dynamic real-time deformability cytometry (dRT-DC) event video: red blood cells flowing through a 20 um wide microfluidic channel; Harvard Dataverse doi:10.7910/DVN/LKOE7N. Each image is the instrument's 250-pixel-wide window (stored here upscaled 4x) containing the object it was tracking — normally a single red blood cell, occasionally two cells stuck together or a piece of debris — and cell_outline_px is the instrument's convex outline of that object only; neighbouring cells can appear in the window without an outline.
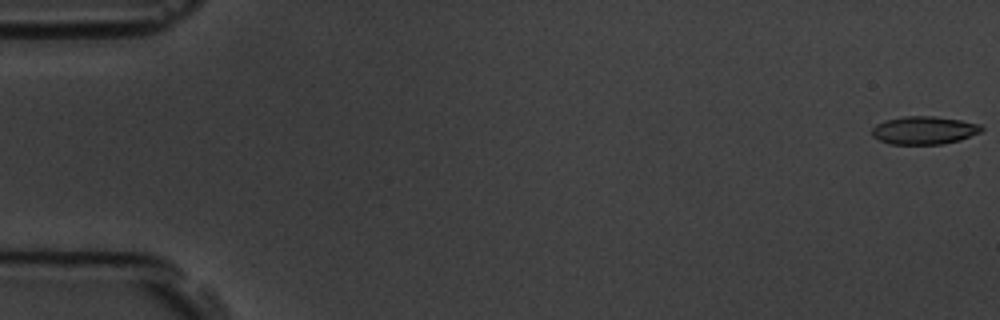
{"species": "common noctule bat (a hibernating species)", "species_latin": "Nyctalus noctula", "temperature_condition": "room temperature", "stored_images_in_passage": 10, "camera_frame_rate_fps": 3000, "um_per_image_px": 0.085, "animal": {"sex": "male", "body_mass_g": 19.5, "forearm_length_mm": 54.6}, "frame": {"image": 1, "passage_image": 1, "time_ms": 0.0, "image_size_px": [1000, 320], "cell_outline_px": [[984, 128], [980, 132], [960, 140], [940, 144], [892, 144], [880, 140], [872, 136], [872, 128], [876, 124], [884, 120], [904, 116], [932, 116], [960, 120], [980, 124]], "centroid_in_image_um": [78.53, 11.07], "position_along_channel_um": 6.5, "area_um2": 17.8}}
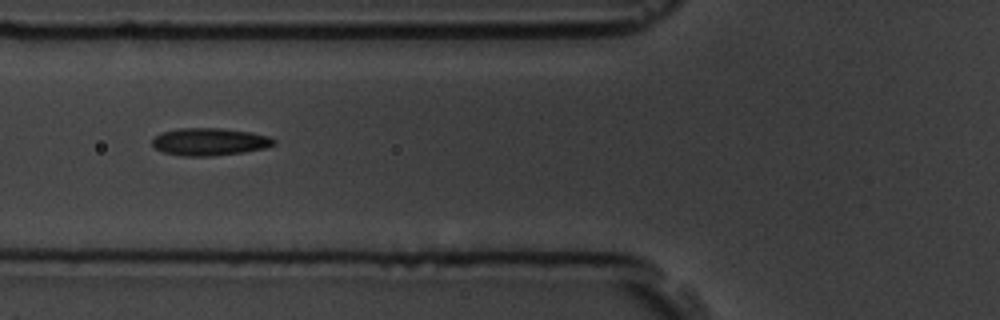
{"frame": {"image": 2, "passage_image": 7, "time_ms": 6.667, "image_size_px": [1000, 320], "cell_outline_px": [[276, 144], [264, 148], [244, 152], [212, 156], [184, 156], [164, 152], [156, 148], [152, 144], [152, 140], [160, 132], [176, 128], [220, 128], [252, 132], [268, 136], [276, 140]], "centroid_in_image_um": [17.82, 12.04], "position_along_channel_um": 108.0, "area_um2": 19.54}}
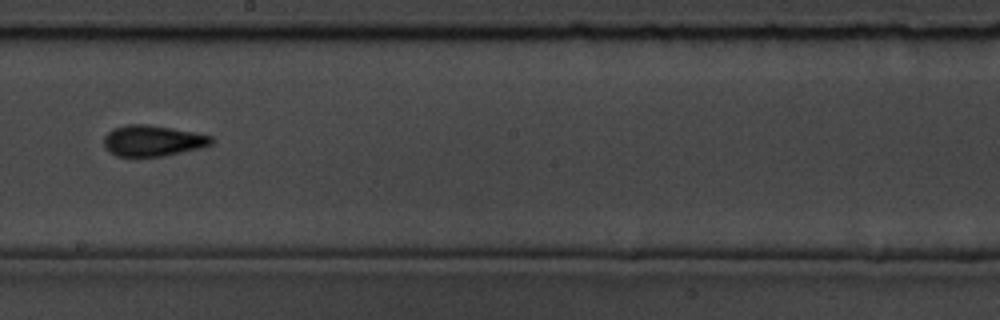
{"frame": {"image": 3, "passage_image": 10, "time_ms": 10.0, "image_size_px": [1000, 320], "cell_outline_px": [[216, 140], [212, 144], [200, 148], [164, 156], [116, 156], [104, 148], [104, 136], [112, 128], [124, 124], [148, 124], [192, 132], [212, 136]], "centroid_in_image_um": [12.96, 11.96], "position_along_channel_um": 235.2, "area_um2": 19.48}}